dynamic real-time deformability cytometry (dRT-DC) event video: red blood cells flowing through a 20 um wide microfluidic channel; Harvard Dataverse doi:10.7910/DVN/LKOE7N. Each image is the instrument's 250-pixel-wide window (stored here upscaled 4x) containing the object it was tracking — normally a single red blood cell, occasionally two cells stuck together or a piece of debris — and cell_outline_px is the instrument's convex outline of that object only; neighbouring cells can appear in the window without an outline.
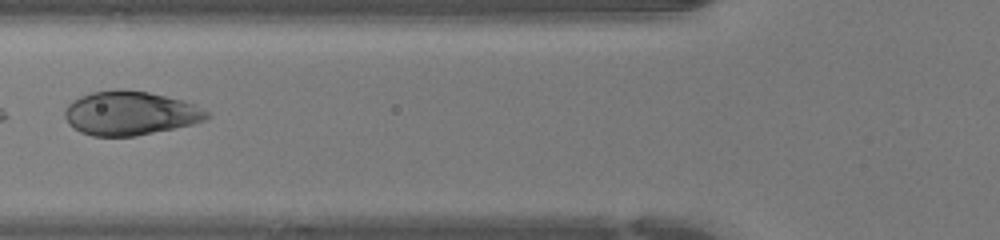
{"species": "human", "species_latin": "Homo sapiens", "temperature_condition": "warm", "stored_images_in_passage": 20, "camera_frame_rate_fps": 3000, "um_per_image_px": 0.085, "donor": {"sex": "female"}, "frame": {"image": 1, "passage_image": 17, "time_ms": 5.333, "image_size_px": [1000, 240], "cell_outline_px": [[212, 116], [204, 120], [192, 124], [136, 136], [92, 136], [80, 132], [68, 124], [64, 116], [64, 112], [68, 104], [72, 100], [80, 96], [92, 92], [148, 92], [180, 100], [192, 104], [208, 112]], "centroid_in_image_um": [11.03, 9.66], "position_along_channel_um": 114.8, "area_um2": 35.49}}